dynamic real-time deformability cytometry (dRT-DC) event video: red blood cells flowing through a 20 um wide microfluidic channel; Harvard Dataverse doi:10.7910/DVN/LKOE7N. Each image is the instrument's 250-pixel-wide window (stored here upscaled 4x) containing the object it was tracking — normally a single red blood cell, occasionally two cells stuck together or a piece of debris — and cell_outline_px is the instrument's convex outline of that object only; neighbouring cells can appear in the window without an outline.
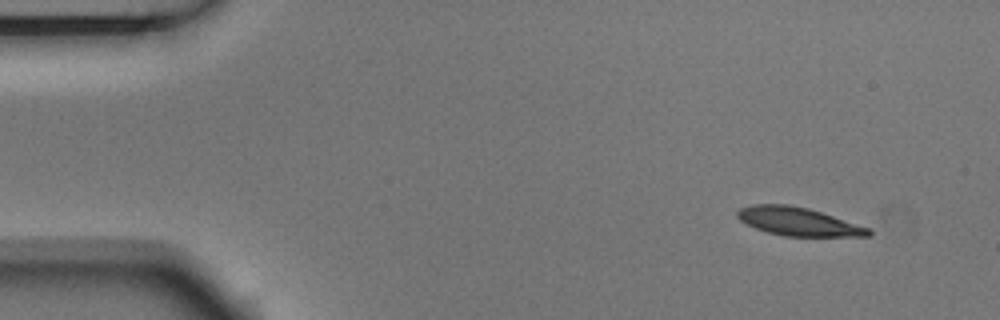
{"species": "Egyptian fruit bat (a non-hibernating species)", "species_latin": "Rousettus aegyptiacus", "temperature_condition": "room temperature", "stored_images_in_passage": 3, "camera_frame_rate_fps": 3000, "um_per_image_px": 0.085, "animal": {"sex": "male"}, "frame": {"image": 1, "passage_image": 1, "time_ms": 0.0, "image_size_px": [1000, 320], "cell_outline_px": [[872, 236], [784, 236], [768, 232], [756, 228], [740, 220], [736, 216], [736, 212], [740, 208], [752, 204], [788, 204], [808, 208], [872, 228]], "centroid_in_image_um": [67.88, 18.83], "position_along_channel_um": 17.1, "area_um2": 21.68}}